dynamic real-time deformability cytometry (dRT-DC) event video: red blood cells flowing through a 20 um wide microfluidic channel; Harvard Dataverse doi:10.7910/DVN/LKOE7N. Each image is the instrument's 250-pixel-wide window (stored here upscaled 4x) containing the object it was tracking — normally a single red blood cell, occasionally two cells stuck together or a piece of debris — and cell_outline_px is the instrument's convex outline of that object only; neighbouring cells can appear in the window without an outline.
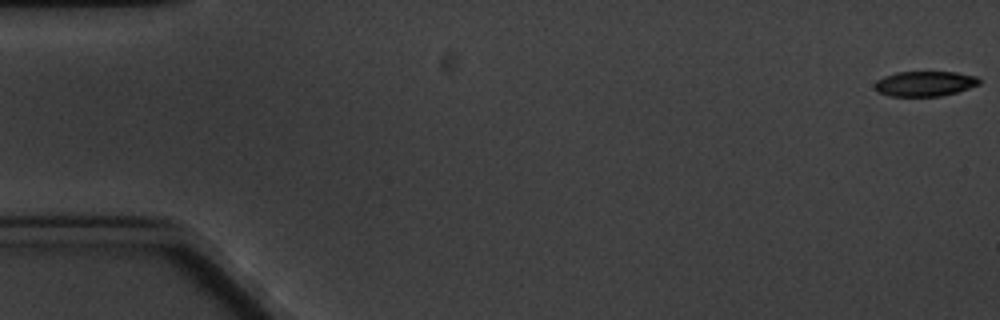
{"species": "common noctule bat (a hibernating species)", "species_latin": "Nyctalus noctula", "temperature_condition": "cold", "stored_images_in_passage": 6, "segment_of_instrument_passage": [1, 2], "camera_frame_rate_fps": 3000, "um_per_image_px": 0.085, "animal": {"sex": "male", "body_mass_g": 20.1, "forearm_length_mm": 53.5}, "frame": {"image": 1, "passage_image": 1, "time_ms": 0.0, "image_size_px": [1000, 320], "cell_outline_px": [[980, 84], [956, 92], [940, 96], [888, 96], [876, 92], [876, 80], [884, 76], [896, 72], [956, 72], [976, 76], [980, 80]], "centroid_in_image_um": [78.59, 7.11], "position_along_channel_um": 6.4, "area_um2": 15.26}}
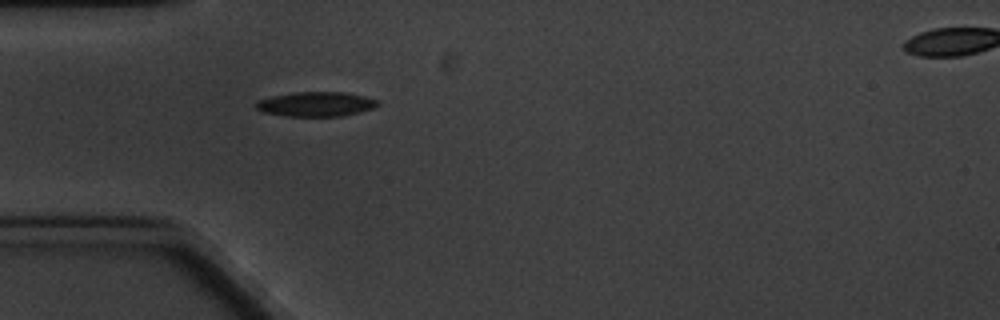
{"frame": {"image": 2, "passage_image": 5, "time_ms": 5.667, "image_size_px": [1000, 320], "cell_outline_px": [[380, 104], [372, 108], [360, 112], [344, 116], [284, 116], [264, 112], [256, 108], [256, 100], [272, 96], [292, 92], [344, 92], [364, 96], [376, 100]], "centroid_in_image_um": [26.83, 8.85], "position_along_channel_um": 58.2, "area_um2": 17.46}}